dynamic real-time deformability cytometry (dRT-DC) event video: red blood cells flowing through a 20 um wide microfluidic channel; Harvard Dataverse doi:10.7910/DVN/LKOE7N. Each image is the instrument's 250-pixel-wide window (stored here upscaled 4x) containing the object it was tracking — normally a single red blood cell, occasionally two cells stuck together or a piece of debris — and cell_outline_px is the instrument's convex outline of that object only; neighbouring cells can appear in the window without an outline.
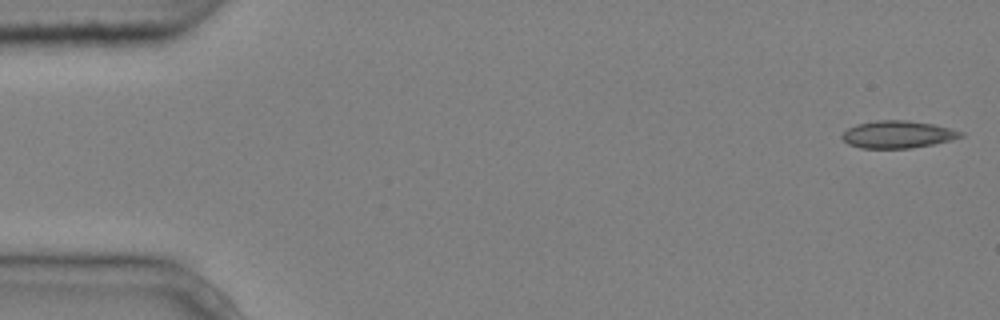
{"species": "common noctule bat (a hibernating species)", "species_latin": "Nyctalus noctula", "temperature_condition": "cold", "stored_images_in_passage": 5, "camera_frame_rate_fps": 3000, "um_per_image_px": 0.085, "animal": {"sex": "male", "body_mass_g": 20.4}, "frame": {"image": 1, "passage_image": 1, "time_ms": 0.0, "image_size_px": [1000, 320], "cell_outline_px": [[964, 136], [952, 140], [912, 148], [860, 148], [848, 144], [840, 136], [848, 128], [856, 124], [876, 120], [904, 120], [932, 124], [964, 132]], "centroid_in_image_um": [76.29, 11.43], "position_along_channel_um": 8.7, "area_um2": 18.84}}